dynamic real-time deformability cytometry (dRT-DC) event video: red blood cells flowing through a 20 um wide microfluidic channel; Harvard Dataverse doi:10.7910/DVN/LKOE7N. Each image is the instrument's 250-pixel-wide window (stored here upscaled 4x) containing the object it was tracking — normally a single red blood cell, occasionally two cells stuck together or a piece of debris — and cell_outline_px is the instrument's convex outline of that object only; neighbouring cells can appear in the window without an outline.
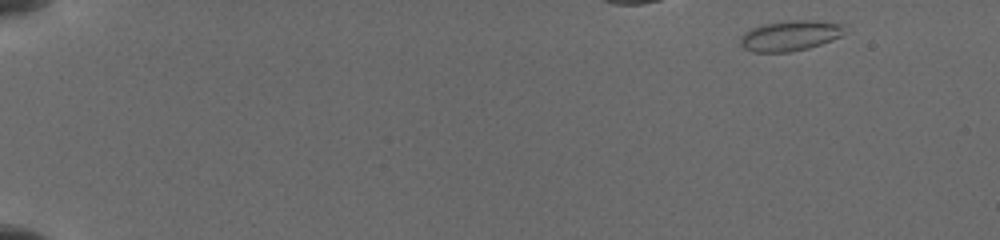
{"species": "common noctule bat (a hibernating species)", "species_latin": "Nyctalus noctula", "temperature_condition": "cold", "stored_images_in_passage": 8, "camera_frame_rate_fps": 3000, "um_per_image_px": 0.085, "animal": {"sex": "female", "body_mass_g": 19.5, "forearm_length_mm": 54.1}, "frame": {"image": 1, "passage_image": 1, "time_ms": 0.0, "image_size_px": [1000, 240], "cell_outline_px": [[840, 36], [832, 40], [808, 48], [788, 52], [752, 52], [744, 48], [740, 44], [740, 40], [744, 32], [752, 28], [764, 24], [792, 20], [816, 20], [840, 24]], "centroid_in_image_um": [67.08, 3.04], "position_along_channel_um": 17.9, "area_um2": 18.03}}